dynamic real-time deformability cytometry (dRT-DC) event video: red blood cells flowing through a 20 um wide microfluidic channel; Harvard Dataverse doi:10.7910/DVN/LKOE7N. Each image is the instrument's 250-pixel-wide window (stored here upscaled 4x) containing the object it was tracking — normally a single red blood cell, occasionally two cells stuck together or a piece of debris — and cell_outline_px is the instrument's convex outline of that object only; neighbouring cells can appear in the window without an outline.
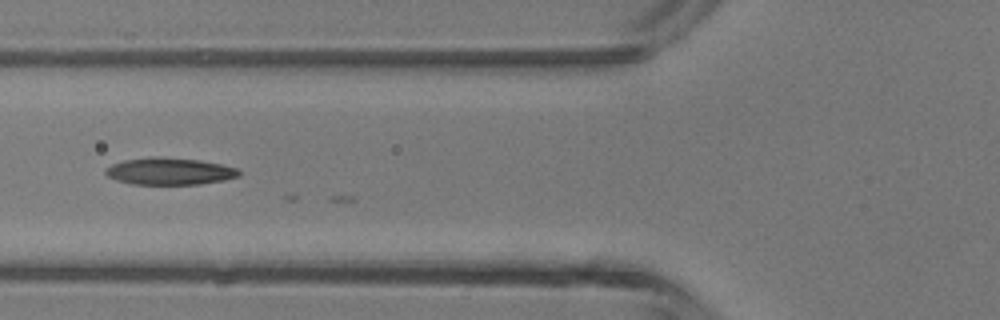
{"species": "common noctule bat (a hibernating species)", "species_latin": "Nyctalus noctula", "temperature_condition": "room temperature", "stored_images_in_passage": 21, "camera_frame_rate_fps": 3000, "um_per_image_px": 0.085, "animal": {"sex": "male", "body_mass_g": 13.3}, "frame": {"image": 1, "passage_image": 10, "time_ms": 3.0, "image_size_px": [1000, 320], "cell_outline_px": [[240, 176], [224, 180], [200, 184], [132, 184], [116, 180], [108, 176], [104, 172], [112, 164], [124, 160], [152, 156], [200, 160], [220, 164], [236, 168], [240, 172]], "centroid_in_image_um": [14.41, 14.56], "position_along_channel_um": 111.4, "area_um2": 20.87}}